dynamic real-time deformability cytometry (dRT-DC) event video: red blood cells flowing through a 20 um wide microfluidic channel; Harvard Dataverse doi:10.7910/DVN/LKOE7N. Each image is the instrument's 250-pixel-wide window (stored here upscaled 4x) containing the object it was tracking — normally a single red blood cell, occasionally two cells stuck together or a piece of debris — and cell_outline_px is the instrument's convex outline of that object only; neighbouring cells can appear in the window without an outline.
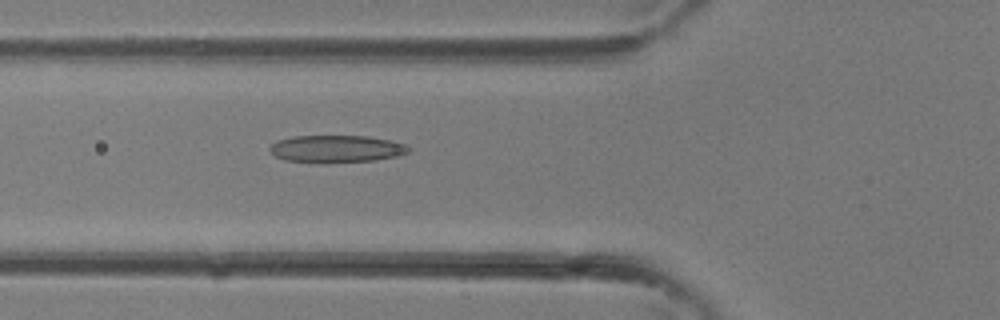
{"species": "common noctule bat (a hibernating species)", "species_latin": "Nyctalus noctula", "temperature_condition": "room temperature", "stored_images_in_passage": 36, "camera_frame_rate_fps": 3000, "um_per_image_px": 0.085, "animal": {"sex": "female"}, "frame": {"image": 1, "passage_image": 13, "time_ms": 4.0, "image_size_px": [1000, 320], "cell_outline_px": [[408, 152], [396, 156], [376, 160], [284, 160], [268, 152], [268, 148], [276, 140], [292, 136], [368, 136], [392, 140], [404, 144], [408, 148]], "centroid_in_image_um": [28.56, 12.6], "position_along_channel_um": 97.2, "area_um2": 21.15}}
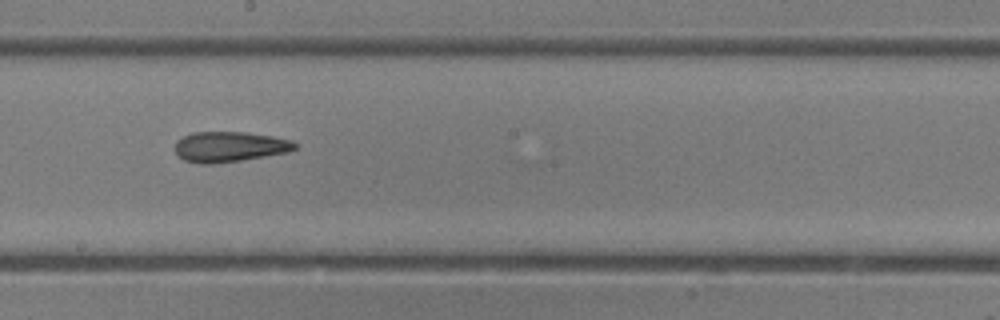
{"frame": {"image": 2, "passage_image": 20, "time_ms": 6.333, "image_size_px": [1000, 320], "cell_outline_px": [[300, 144], [296, 148], [288, 152], [240, 160], [212, 164], [200, 164], [184, 160], [176, 152], [176, 140], [192, 132], [244, 132], [272, 136], [292, 140]], "centroid_in_image_um": [19.53, 12.47], "position_along_channel_um": 228.7, "area_um2": 21.15}}
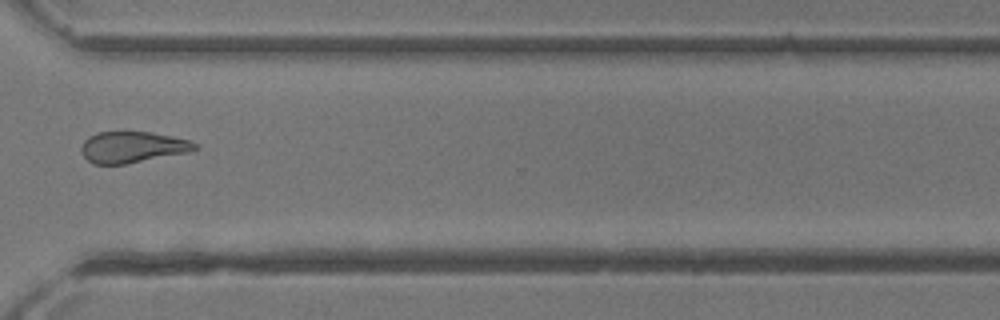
{"frame": {"image": 3, "passage_image": 27, "time_ms": 8.667, "image_size_px": [1000, 320], "cell_outline_px": [[200, 148], [188, 152], [124, 164], [92, 164], [84, 156], [80, 148], [84, 140], [88, 136], [96, 132], [152, 132], [192, 140], [200, 144]], "centroid_in_image_um": [11.29, 12.49], "position_along_channel_um": 359.3, "area_um2": 20.81}}